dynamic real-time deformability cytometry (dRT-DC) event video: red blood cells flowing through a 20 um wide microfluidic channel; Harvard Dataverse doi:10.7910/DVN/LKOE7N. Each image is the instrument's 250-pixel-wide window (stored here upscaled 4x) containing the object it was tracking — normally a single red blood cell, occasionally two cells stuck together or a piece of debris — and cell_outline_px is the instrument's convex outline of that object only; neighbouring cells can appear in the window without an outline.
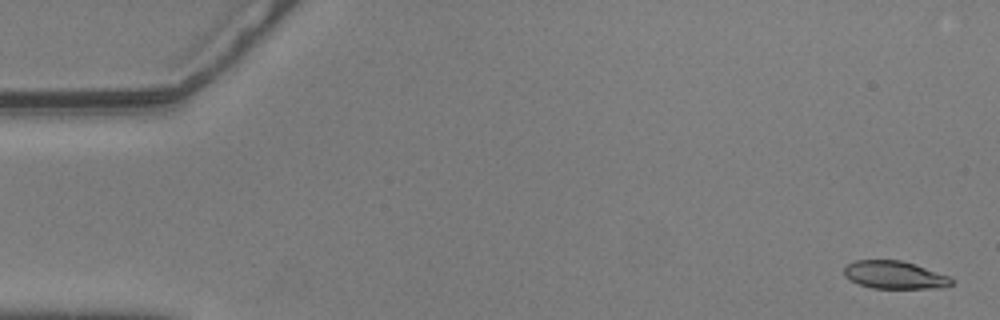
{"species": "common noctule bat (a hibernating species)", "species_latin": "Nyctalus noctula", "temperature_condition": "warm", "stored_images_in_passage": 49, "camera_frame_rate_fps": 3000, "um_per_image_px": 0.085, "animal": {"sex": "male", "body_mass_g": 20.5, "forearm_length_mm": 52.5}, "frame": {"image": 1, "passage_image": 2, "time_ms": 0.333, "image_size_px": [1000, 320], "cell_outline_px": [[952, 284], [944, 288], [872, 288], [860, 284], [844, 276], [844, 268], [848, 264], [856, 260], [900, 260], [916, 264], [948, 276], [952, 280]], "centroid_in_image_um": [76.05, 23.37], "position_along_channel_um": 9.0, "area_um2": 17.28}}
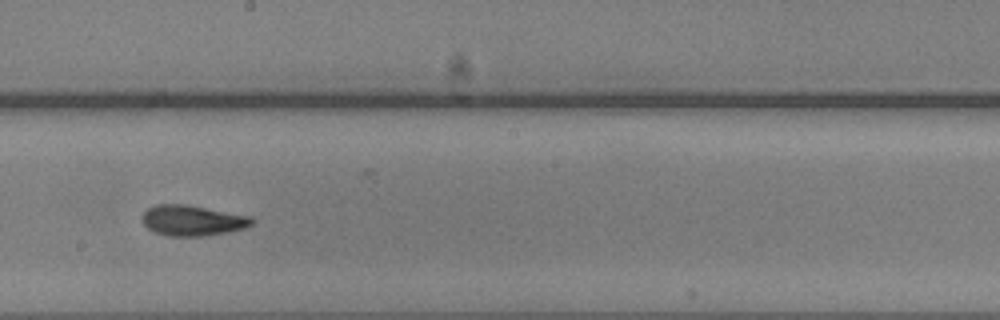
{"frame": {"image": 2, "passage_image": 32, "time_ms": 10.333, "image_size_px": [1000, 320], "cell_outline_px": [[256, 220], [252, 224], [244, 228], [228, 232], [204, 236], [168, 236], [156, 232], [148, 228], [140, 220], [140, 216], [148, 208], [156, 204], [188, 204], [252, 216]], "centroid_in_image_um": [16.36, 18.73], "position_along_channel_um": 231.8, "area_um2": 19.83}}
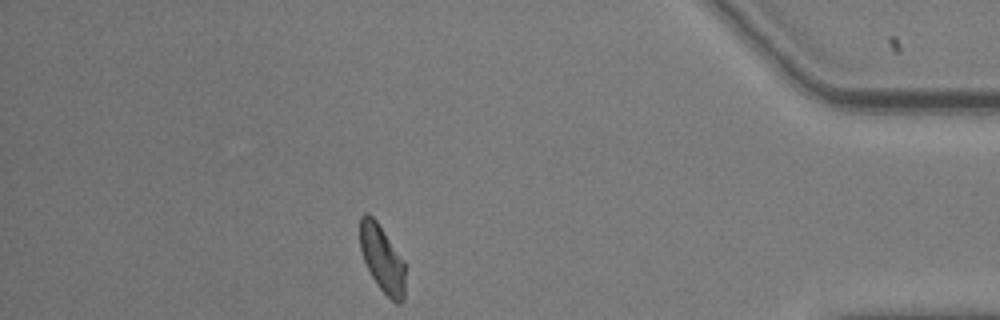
{"frame": {"image": 3, "passage_image": 48, "time_ms": 15.667, "image_size_px": [1000, 320], "cell_outline_px": [[404, 300], [400, 304], [396, 304], [376, 284], [364, 260], [360, 248], [360, 216], [364, 212], [368, 212], [376, 220], [404, 260]], "centroid_in_image_um": [32.48, 21.98], "position_along_channel_um": 402.7, "area_um2": 17.57}}